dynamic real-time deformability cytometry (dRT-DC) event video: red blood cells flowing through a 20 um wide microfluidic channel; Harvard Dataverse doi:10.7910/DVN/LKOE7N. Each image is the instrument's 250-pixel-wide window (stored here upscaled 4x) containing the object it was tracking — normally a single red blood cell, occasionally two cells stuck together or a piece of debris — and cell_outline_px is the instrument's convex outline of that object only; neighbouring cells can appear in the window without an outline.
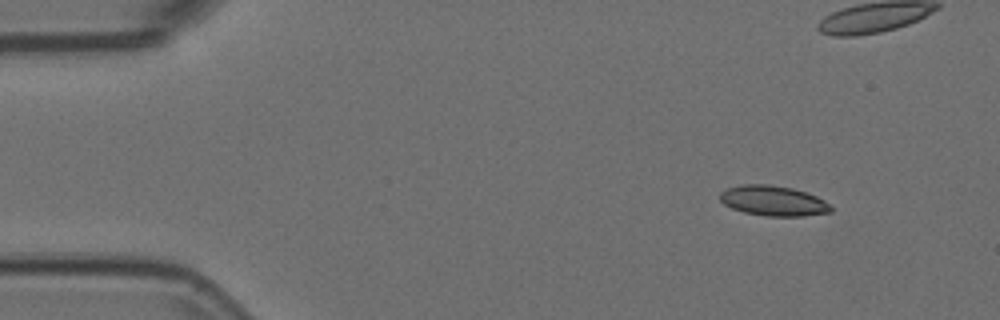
{"species": "Egyptian fruit bat (a non-hibernating species)", "species_latin": "Rousettus aegyptiacus", "temperature_condition": "room temperature", "stored_images_in_passage": 10, "camera_frame_rate_fps": 3000, "um_per_image_px": 0.085, "animal": {"sex": "female"}, "frame": {"image": 1, "passage_image": 1, "time_ms": 0.0, "image_size_px": [1000, 320], "cell_outline_px": [[832, 212], [804, 216], [768, 216], [744, 212], [732, 208], [724, 204], [720, 200], [720, 192], [728, 188], [740, 184], [768, 184], [792, 188], [816, 196], [824, 200], [832, 208]], "centroid_in_image_um": [65.72, 17.06], "position_along_channel_um": 19.3, "area_um2": 19.42}}
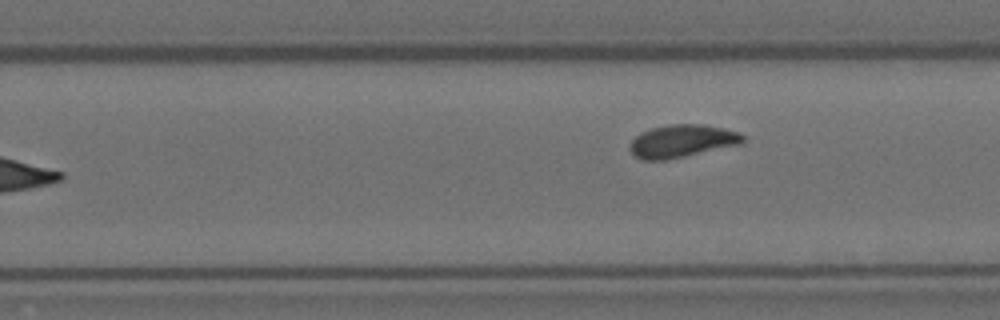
{"frame": {"image": 2, "passage_image": 10, "time_ms": 3.0, "image_size_px": [1000, 320], "cell_outline_px": [[744, 144], [664, 160], [644, 160], [636, 156], [628, 148], [628, 144], [640, 132], [652, 128], [668, 124], [700, 124], [724, 128], [740, 132], [744, 136]], "centroid_in_image_um": [57.99, 11.98], "position_along_channel_um": 271.8, "area_um2": 21.68}}